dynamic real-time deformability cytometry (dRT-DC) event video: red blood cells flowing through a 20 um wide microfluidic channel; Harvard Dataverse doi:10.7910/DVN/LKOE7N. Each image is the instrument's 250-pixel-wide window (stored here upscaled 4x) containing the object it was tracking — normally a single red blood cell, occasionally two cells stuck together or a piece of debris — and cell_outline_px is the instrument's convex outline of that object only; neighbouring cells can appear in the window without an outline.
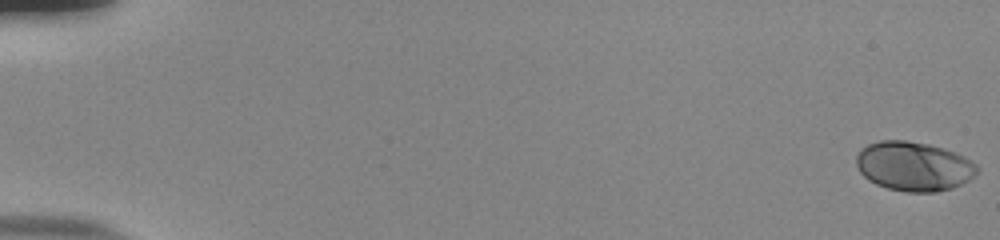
{"species": "human", "species_latin": "Homo sapiens", "temperature_condition": "room temperature", "stored_images_in_passage": 56, "camera_frame_rate_fps": 3000, "um_per_image_px": 0.085, "donor": {"sex": "male"}, "frame": {"image": 1, "passage_image": 1, "time_ms": 0.0, "image_size_px": [1000, 240], "cell_outline_px": [[980, 168], [968, 180], [952, 188], [936, 192], [904, 192], [888, 188], [876, 184], [868, 180], [860, 172], [856, 164], [856, 156], [860, 148], [868, 144], [880, 140], [904, 140], [928, 144], [944, 148], [956, 152], [964, 156], [976, 164]], "centroid_in_image_um": [77.65, 14.13], "position_along_channel_um": 7.4, "area_um2": 34.85}}
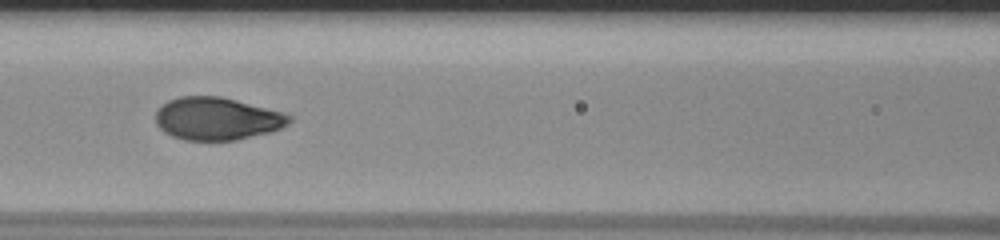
{"frame": {"image": 2, "passage_image": 27, "time_ms": 8.667, "image_size_px": [1000, 240], "cell_outline_px": [[292, 120], [288, 124], [272, 132], [236, 140], [184, 140], [172, 136], [164, 132], [156, 124], [156, 112], [168, 100], [180, 96], [220, 96], [284, 112], [292, 116]], "centroid_in_image_um": [18.47, 10.09], "position_along_channel_um": 148.1, "area_um2": 33.29}}
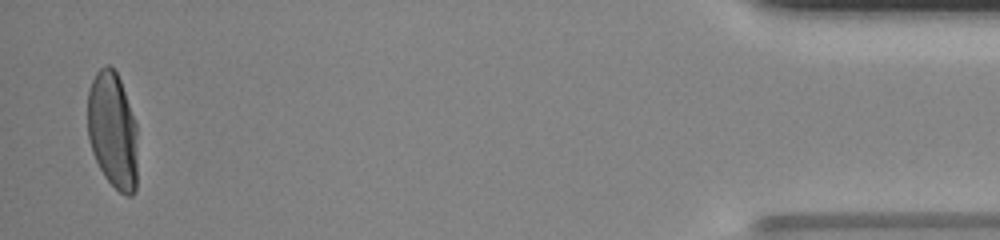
{"frame": {"image": 3, "passage_image": 55, "time_ms": 18.0, "image_size_px": [1000, 240], "cell_outline_px": [[136, 192], [132, 196], [124, 196], [104, 176], [92, 152], [88, 136], [88, 92], [92, 80], [96, 72], [104, 64], [108, 64], [116, 72], [120, 80], [136, 124]], "centroid_in_image_um": [9.57, 11.09], "position_along_channel_um": 425.6, "area_um2": 33.81}, "authors_computed_cell_mechanics": {"area_um2": 33.6396, "velocity_mm_per_s": 3.7786, "shape_relaxation_time_tau1_ms": 3.4652, "shape_relaxation_time_tau2_ms": null, "deformation_change_tau1": 0.2027, "deformation_change_tau2": null}}